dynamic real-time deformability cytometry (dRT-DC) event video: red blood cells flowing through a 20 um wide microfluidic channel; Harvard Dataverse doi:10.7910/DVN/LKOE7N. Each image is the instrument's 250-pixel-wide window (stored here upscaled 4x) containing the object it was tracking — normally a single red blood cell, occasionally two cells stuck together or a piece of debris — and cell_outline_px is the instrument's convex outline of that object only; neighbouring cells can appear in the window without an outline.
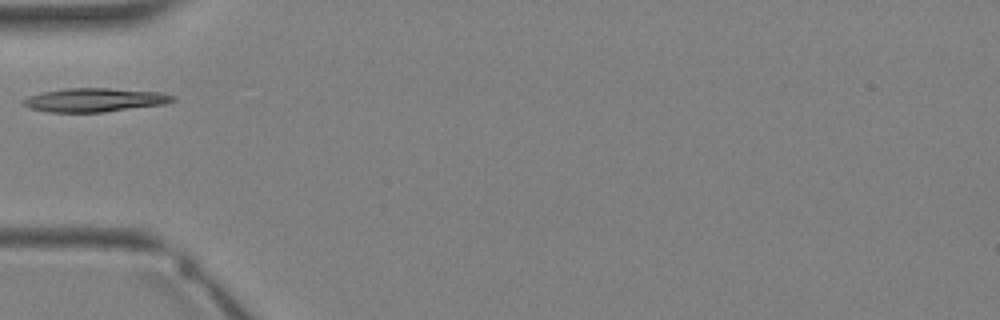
{"species": "Egyptian fruit bat (a non-hibernating species)", "species_latin": "Rousettus aegyptiacus", "temperature_condition": "warm", "stored_images_in_passage": 3, "camera_frame_rate_fps": 3000, "um_per_image_px": 0.085, "animal": {"sex": "female"}, "frame": {"image": 1, "passage_image": 3, "time_ms": 2.333, "image_size_px": [1000, 320], "cell_outline_px": [[176, 100], [164, 104], [104, 112], [52, 112], [28, 108], [24, 104], [24, 100], [32, 96], [44, 92], [64, 88], [108, 88], [160, 92], [176, 96]], "centroid_in_image_um": [8.11, 8.49], "position_along_channel_um": 76.9, "area_um2": 20.4}}